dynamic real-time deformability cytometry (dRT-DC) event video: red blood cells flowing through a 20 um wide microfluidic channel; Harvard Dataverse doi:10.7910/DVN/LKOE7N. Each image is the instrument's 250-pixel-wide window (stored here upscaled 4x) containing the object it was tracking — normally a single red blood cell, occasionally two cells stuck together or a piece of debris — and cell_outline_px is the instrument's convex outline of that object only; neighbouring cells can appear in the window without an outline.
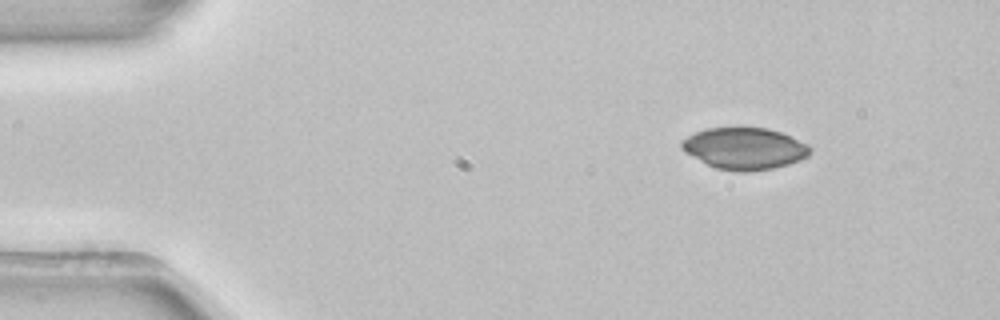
{"species": "common noctule bat (a hibernating species)", "species_latin": "Nyctalus noctula", "temperature_condition": "room temperature", "stored_images_in_passage": 46, "camera_frame_rate_fps": 3000, "um_per_image_px": 0.085, "animal": {"sex": "female", "body_mass_g": 22.7, "forearm_length_mm": 54.2}, "frame": {"image": 1, "passage_image": 1, "time_ms": 0.0, "image_size_px": [1000, 320], "cell_outline_px": [[812, 152], [808, 156], [800, 160], [788, 164], [772, 168], [748, 172], [740, 172], [716, 168], [684, 152], [680, 148], [680, 140], [696, 132], [708, 128], [768, 128], [792, 136], [808, 144], [812, 148]], "centroid_in_image_um": [63.3, 12.62], "position_along_channel_um": 21.7, "area_um2": 31.27}}
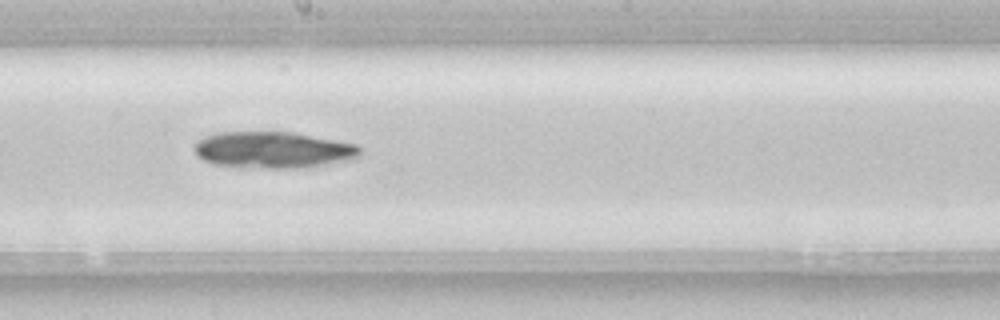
{"frame": {"image": 2, "passage_image": 23, "time_ms": 7.333, "image_size_px": [1000, 320], "cell_outline_px": [[360, 156], [352, 160], [308, 168], [240, 168], [216, 164], [204, 160], [196, 156], [192, 148], [204, 136], [216, 132], [292, 132], [356, 144], [360, 148]], "centroid_in_image_um": [23.21, 12.76], "position_along_channel_um": 225.0, "area_um2": 35.72}}
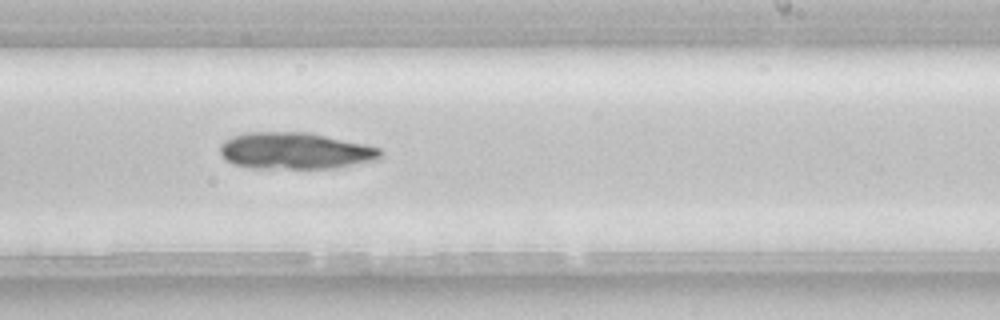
{"frame": {"image": 3, "passage_image": 26, "time_ms": 8.333, "image_size_px": [1000, 320], "cell_outline_px": [[384, 152], [380, 160], [332, 168], [252, 168], [232, 164], [224, 160], [220, 152], [220, 144], [224, 140], [232, 136], [248, 132], [308, 132], [364, 144], [380, 148]], "centroid_in_image_um": [25.08, 12.82], "position_along_channel_um": 263.9, "area_um2": 34.51}}